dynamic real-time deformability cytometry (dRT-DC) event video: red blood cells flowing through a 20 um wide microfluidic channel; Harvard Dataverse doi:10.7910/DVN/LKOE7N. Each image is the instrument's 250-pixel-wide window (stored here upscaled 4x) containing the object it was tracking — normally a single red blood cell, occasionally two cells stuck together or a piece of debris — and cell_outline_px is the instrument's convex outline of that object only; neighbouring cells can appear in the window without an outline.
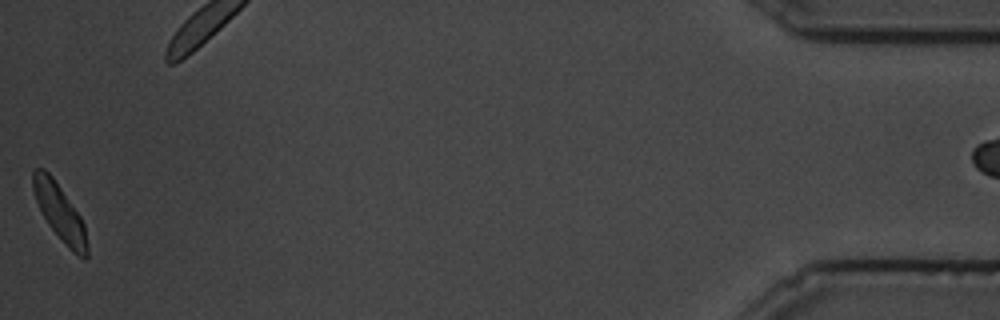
{"species": "common noctule bat (a hibernating species)", "species_latin": "Nyctalus noctula", "temperature_condition": "cold", "stored_images_in_passage": 78, "camera_frame_rate_fps": 3000, "um_per_image_px": 0.085, "animal": {"sex": "male", "body_mass_g": 19.5, "forearm_length_mm": 54.6}, "frame": {"image": 1, "passage_image": 78, "time_ms": 25.667, "image_size_px": [1000, 320], "cell_outline_px": [[88, 256], [84, 260], [72, 252], [68, 248], [48, 224], [36, 200], [32, 188], [32, 172], [36, 168], [44, 168], [52, 176], [80, 216], [84, 224], [88, 248]], "centroid_in_image_um": [5.08, 18.07], "position_along_channel_um": 430.1, "area_um2": 17.57}}